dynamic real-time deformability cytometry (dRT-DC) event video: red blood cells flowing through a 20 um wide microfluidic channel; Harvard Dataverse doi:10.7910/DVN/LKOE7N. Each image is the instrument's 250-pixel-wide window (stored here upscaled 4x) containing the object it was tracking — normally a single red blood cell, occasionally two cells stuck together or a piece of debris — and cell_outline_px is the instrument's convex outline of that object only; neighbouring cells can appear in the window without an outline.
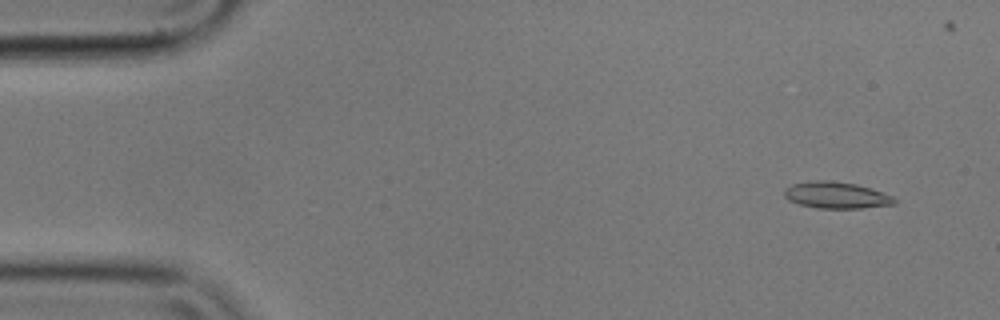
{"species": "common noctule bat (a hibernating species)", "species_latin": "Nyctalus noctula", "temperature_condition": "cold", "stored_images_in_passage": 46, "camera_frame_rate_fps": 3000, "um_per_image_px": 0.085, "animal": {"sex": "male", "body_mass_g": 17.9}, "frame": {"image": 1, "passage_image": 4, "time_ms": 1.0, "image_size_px": [1000, 320], "cell_outline_px": [[896, 204], [860, 208], [816, 208], [800, 204], [788, 200], [784, 196], [784, 188], [792, 184], [816, 180], [828, 180], [856, 184], [872, 188], [892, 196], [896, 200]], "centroid_in_image_um": [71.07, 16.59], "position_along_channel_um": 13.9, "area_um2": 17.05}}
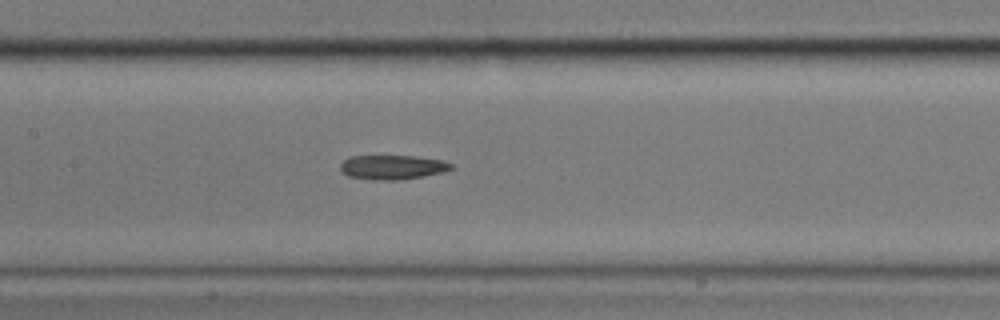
{"frame": {"image": 2, "passage_image": 26, "time_ms": 8.333, "image_size_px": [1000, 320], "cell_outline_px": [[456, 168], [444, 172], [424, 176], [396, 180], [372, 180], [348, 176], [340, 172], [340, 164], [348, 156], [416, 156], [444, 160], [452, 164]], "centroid_in_image_um": [33.37, 14.21], "position_along_channel_um": 174.0, "area_um2": 16.01}}
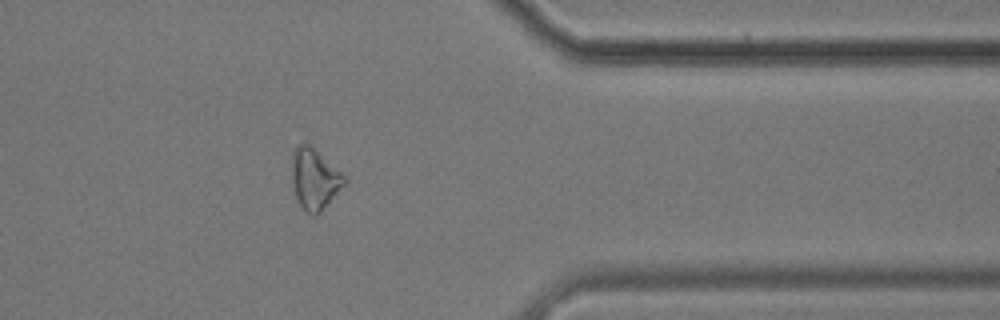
{"frame": {"image": 3, "passage_image": 45, "time_ms": 14.667, "image_size_px": [1000, 320], "cell_outline_px": [[348, 184], [316, 216], [312, 216], [300, 204], [296, 196], [292, 184], [292, 148], [296, 144], [304, 140], [340, 172], [348, 180]], "centroid_in_image_um": [26.74, 15.19], "position_along_channel_um": 384.7, "area_um2": 18.79}}